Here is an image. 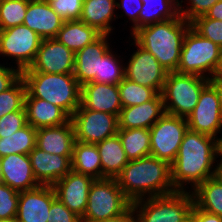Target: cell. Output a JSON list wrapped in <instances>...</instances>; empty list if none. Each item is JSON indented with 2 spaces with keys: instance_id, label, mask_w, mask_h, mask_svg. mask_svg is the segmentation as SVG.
<instances>
[{
  "instance_id": "816d5d0a",
  "label": "cell",
  "mask_w": 222,
  "mask_h": 222,
  "mask_svg": "<svg viewBox=\"0 0 222 222\" xmlns=\"http://www.w3.org/2000/svg\"><path fill=\"white\" fill-rule=\"evenodd\" d=\"M217 173L216 175L222 180V159H220V162H217Z\"/></svg>"
},
{
  "instance_id": "9c48e42d",
  "label": "cell",
  "mask_w": 222,
  "mask_h": 222,
  "mask_svg": "<svg viewBox=\"0 0 222 222\" xmlns=\"http://www.w3.org/2000/svg\"><path fill=\"white\" fill-rule=\"evenodd\" d=\"M188 130L186 118L164 113L149 129L150 155L167 161H175L185 132Z\"/></svg>"
},
{
  "instance_id": "d6986e66",
  "label": "cell",
  "mask_w": 222,
  "mask_h": 222,
  "mask_svg": "<svg viewBox=\"0 0 222 222\" xmlns=\"http://www.w3.org/2000/svg\"><path fill=\"white\" fill-rule=\"evenodd\" d=\"M109 36V34H102L93 43L75 53L73 74L81 86L95 82V75H99L100 59L110 50V44L107 41Z\"/></svg>"
},
{
  "instance_id": "e0dca14e",
  "label": "cell",
  "mask_w": 222,
  "mask_h": 222,
  "mask_svg": "<svg viewBox=\"0 0 222 222\" xmlns=\"http://www.w3.org/2000/svg\"><path fill=\"white\" fill-rule=\"evenodd\" d=\"M29 159L40 185L53 186L72 170V156L46 153L37 147L29 153Z\"/></svg>"
},
{
  "instance_id": "e575fe53",
  "label": "cell",
  "mask_w": 222,
  "mask_h": 222,
  "mask_svg": "<svg viewBox=\"0 0 222 222\" xmlns=\"http://www.w3.org/2000/svg\"><path fill=\"white\" fill-rule=\"evenodd\" d=\"M29 0H0V30L22 25Z\"/></svg>"
},
{
  "instance_id": "cb8c5ba5",
  "label": "cell",
  "mask_w": 222,
  "mask_h": 222,
  "mask_svg": "<svg viewBox=\"0 0 222 222\" xmlns=\"http://www.w3.org/2000/svg\"><path fill=\"white\" fill-rule=\"evenodd\" d=\"M24 108L27 124L35 129L59 126L71 120L63 109L39 98H25Z\"/></svg>"
},
{
  "instance_id": "bcb514c9",
  "label": "cell",
  "mask_w": 222,
  "mask_h": 222,
  "mask_svg": "<svg viewBox=\"0 0 222 222\" xmlns=\"http://www.w3.org/2000/svg\"><path fill=\"white\" fill-rule=\"evenodd\" d=\"M95 222H138V218L134 211V208L131 207L123 215H120L111 219H105V220H100V221H95Z\"/></svg>"
},
{
  "instance_id": "44dd1931",
  "label": "cell",
  "mask_w": 222,
  "mask_h": 222,
  "mask_svg": "<svg viewBox=\"0 0 222 222\" xmlns=\"http://www.w3.org/2000/svg\"><path fill=\"white\" fill-rule=\"evenodd\" d=\"M164 113L162 95L157 94L143 104L122 108L118 116V129H150Z\"/></svg>"
},
{
  "instance_id": "484cf974",
  "label": "cell",
  "mask_w": 222,
  "mask_h": 222,
  "mask_svg": "<svg viewBox=\"0 0 222 222\" xmlns=\"http://www.w3.org/2000/svg\"><path fill=\"white\" fill-rule=\"evenodd\" d=\"M102 164V179L116 178L129 162L118 134L96 143Z\"/></svg>"
},
{
  "instance_id": "ee69618b",
  "label": "cell",
  "mask_w": 222,
  "mask_h": 222,
  "mask_svg": "<svg viewBox=\"0 0 222 222\" xmlns=\"http://www.w3.org/2000/svg\"><path fill=\"white\" fill-rule=\"evenodd\" d=\"M15 68L0 64V92L6 91L21 77V71Z\"/></svg>"
},
{
  "instance_id": "4fadbf2b",
  "label": "cell",
  "mask_w": 222,
  "mask_h": 222,
  "mask_svg": "<svg viewBox=\"0 0 222 222\" xmlns=\"http://www.w3.org/2000/svg\"><path fill=\"white\" fill-rule=\"evenodd\" d=\"M137 50L131 55L124 75L130 81L147 86L161 94L168 71L163 68L158 60L147 50L132 42Z\"/></svg>"
},
{
  "instance_id": "9a60e30c",
  "label": "cell",
  "mask_w": 222,
  "mask_h": 222,
  "mask_svg": "<svg viewBox=\"0 0 222 222\" xmlns=\"http://www.w3.org/2000/svg\"><path fill=\"white\" fill-rule=\"evenodd\" d=\"M94 180L91 176L71 170L58 180L53 188L56 197L70 211L82 217L87 207L89 190Z\"/></svg>"
},
{
  "instance_id": "c3c4849f",
  "label": "cell",
  "mask_w": 222,
  "mask_h": 222,
  "mask_svg": "<svg viewBox=\"0 0 222 222\" xmlns=\"http://www.w3.org/2000/svg\"><path fill=\"white\" fill-rule=\"evenodd\" d=\"M209 83L215 88L222 109V76L211 77Z\"/></svg>"
},
{
  "instance_id": "83f0119b",
  "label": "cell",
  "mask_w": 222,
  "mask_h": 222,
  "mask_svg": "<svg viewBox=\"0 0 222 222\" xmlns=\"http://www.w3.org/2000/svg\"><path fill=\"white\" fill-rule=\"evenodd\" d=\"M71 162L75 172L102 179V164L96 144L75 141Z\"/></svg>"
},
{
  "instance_id": "836d02e7",
  "label": "cell",
  "mask_w": 222,
  "mask_h": 222,
  "mask_svg": "<svg viewBox=\"0 0 222 222\" xmlns=\"http://www.w3.org/2000/svg\"><path fill=\"white\" fill-rule=\"evenodd\" d=\"M113 53L111 48L100 59L99 75H95V82L118 85L125 77L123 60L118 59L120 57Z\"/></svg>"
},
{
  "instance_id": "d4e9b609",
  "label": "cell",
  "mask_w": 222,
  "mask_h": 222,
  "mask_svg": "<svg viewBox=\"0 0 222 222\" xmlns=\"http://www.w3.org/2000/svg\"><path fill=\"white\" fill-rule=\"evenodd\" d=\"M116 2V0H83L80 21L96 28L102 34H109L113 30L110 23L118 18L114 11Z\"/></svg>"
},
{
  "instance_id": "7a4b0ae2",
  "label": "cell",
  "mask_w": 222,
  "mask_h": 222,
  "mask_svg": "<svg viewBox=\"0 0 222 222\" xmlns=\"http://www.w3.org/2000/svg\"><path fill=\"white\" fill-rule=\"evenodd\" d=\"M116 180L132 203L176 192L171 181V165L152 155L129 160Z\"/></svg>"
},
{
  "instance_id": "8fae6325",
  "label": "cell",
  "mask_w": 222,
  "mask_h": 222,
  "mask_svg": "<svg viewBox=\"0 0 222 222\" xmlns=\"http://www.w3.org/2000/svg\"><path fill=\"white\" fill-rule=\"evenodd\" d=\"M71 121L75 140L83 143L96 144L118 132L117 115L89 110L82 104L71 116Z\"/></svg>"
},
{
  "instance_id": "4dcf8cb0",
  "label": "cell",
  "mask_w": 222,
  "mask_h": 222,
  "mask_svg": "<svg viewBox=\"0 0 222 222\" xmlns=\"http://www.w3.org/2000/svg\"><path fill=\"white\" fill-rule=\"evenodd\" d=\"M117 134L129 160H136L150 155L149 129H118Z\"/></svg>"
},
{
  "instance_id": "b9f144b4",
  "label": "cell",
  "mask_w": 222,
  "mask_h": 222,
  "mask_svg": "<svg viewBox=\"0 0 222 222\" xmlns=\"http://www.w3.org/2000/svg\"><path fill=\"white\" fill-rule=\"evenodd\" d=\"M47 222H82L81 217L70 211L57 197L52 201Z\"/></svg>"
},
{
  "instance_id": "7402d4cb",
  "label": "cell",
  "mask_w": 222,
  "mask_h": 222,
  "mask_svg": "<svg viewBox=\"0 0 222 222\" xmlns=\"http://www.w3.org/2000/svg\"><path fill=\"white\" fill-rule=\"evenodd\" d=\"M63 22L46 0H29L23 24L42 39L55 38Z\"/></svg>"
},
{
  "instance_id": "db71d44e",
  "label": "cell",
  "mask_w": 222,
  "mask_h": 222,
  "mask_svg": "<svg viewBox=\"0 0 222 222\" xmlns=\"http://www.w3.org/2000/svg\"><path fill=\"white\" fill-rule=\"evenodd\" d=\"M184 222H194L193 218L190 216L188 219H186Z\"/></svg>"
},
{
  "instance_id": "52a82bcc",
  "label": "cell",
  "mask_w": 222,
  "mask_h": 222,
  "mask_svg": "<svg viewBox=\"0 0 222 222\" xmlns=\"http://www.w3.org/2000/svg\"><path fill=\"white\" fill-rule=\"evenodd\" d=\"M132 207L116 178L95 179L90 187L82 222H95L123 215Z\"/></svg>"
},
{
  "instance_id": "f6af8a7d",
  "label": "cell",
  "mask_w": 222,
  "mask_h": 222,
  "mask_svg": "<svg viewBox=\"0 0 222 222\" xmlns=\"http://www.w3.org/2000/svg\"><path fill=\"white\" fill-rule=\"evenodd\" d=\"M194 222H222V217L208 213L199 209L195 204L192 208L191 215Z\"/></svg>"
},
{
  "instance_id": "ffe728a7",
  "label": "cell",
  "mask_w": 222,
  "mask_h": 222,
  "mask_svg": "<svg viewBox=\"0 0 222 222\" xmlns=\"http://www.w3.org/2000/svg\"><path fill=\"white\" fill-rule=\"evenodd\" d=\"M81 104L89 110L119 116L122 109L118 85L89 82L81 86Z\"/></svg>"
},
{
  "instance_id": "f907efd6",
  "label": "cell",
  "mask_w": 222,
  "mask_h": 222,
  "mask_svg": "<svg viewBox=\"0 0 222 222\" xmlns=\"http://www.w3.org/2000/svg\"><path fill=\"white\" fill-rule=\"evenodd\" d=\"M218 158L222 159V137L217 138Z\"/></svg>"
},
{
  "instance_id": "1f68e13d",
  "label": "cell",
  "mask_w": 222,
  "mask_h": 222,
  "mask_svg": "<svg viewBox=\"0 0 222 222\" xmlns=\"http://www.w3.org/2000/svg\"><path fill=\"white\" fill-rule=\"evenodd\" d=\"M37 129L27 124L12 135L0 138V158L9 154L29 153L36 147Z\"/></svg>"
},
{
  "instance_id": "74e56055",
  "label": "cell",
  "mask_w": 222,
  "mask_h": 222,
  "mask_svg": "<svg viewBox=\"0 0 222 222\" xmlns=\"http://www.w3.org/2000/svg\"><path fill=\"white\" fill-rule=\"evenodd\" d=\"M19 192L4 183H0V220L16 218Z\"/></svg>"
},
{
  "instance_id": "f546056e",
  "label": "cell",
  "mask_w": 222,
  "mask_h": 222,
  "mask_svg": "<svg viewBox=\"0 0 222 222\" xmlns=\"http://www.w3.org/2000/svg\"><path fill=\"white\" fill-rule=\"evenodd\" d=\"M138 29L157 22L174 19L179 15V0H142Z\"/></svg>"
},
{
  "instance_id": "11a10c76",
  "label": "cell",
  "mask_w": 222,
  "mask_h": 222,
  "mask_svg": "<svg viewBox=\"0 0 222 222\" xmlns=\"http://www.w3.org/2000/svg\"><path fill=\"white\" fill-rule=\"evenodd\" d=\"M0 183H2V177H1V165H0Z\"/></svg>"
},
{
  "instance_id": "f1b7e54d",
  "label": "cell",
  "mask_w": 222,
  "mask_h": 222,
  "mask_svg": "<svg viewBox=\"0 0 222 222\" xmlns=\"http://www.w3.org/2000/svg\"><path fill=\"white\" fill-rule=\"evenodd\" d=\"M191 192L199 209L222 217V180L217 175L206 179Z\"/></svg>"
},
{
  "instance_id": "30bf717a",
  "label": "cell",
  "mask_w": 222,
  "mask_h": 222,
  "mask_svg": "<svg viewBox=\"0 0 222 222\" xmlns=\"http://www.w3.org/2000/svg\"><path fill=\"white\" fill-rule=\"evenodd\" d=\"M42 38L26 25L0 30V56L12 57L22 71L34 62Z\"/></svg>"
},
{
  "instance_id": "7dc6e473",
  "label": "cell",
  "mask_w": 222,
  "mask_h": 222,
  "mask_svg": "<svg viewBox=\"0 0 222 222\" xmlns=\"http://www.w3.org/2000/svg\"><path fill=\"white\" fill-rule=\"evenodd\" d=\"M205 16L210 19L222 21V0L215 3L206 13Z\"/></svg>"
},
{
  "instance_id": "f5cc1de1",
  "label": "cell",
  "mask_w": 222,
  "mask_h": 222,
  "mask_svg": "<svg viewBox=\"0 0 222 222\" xmlns=\"http://www.w3.org/2000/svg\"><path fill=\"white\" fill-rule=\"evenodd\" d=\"M0 222H18L16 218L7 219V220H0Z\"/></svg>"
},
{
  "instance_id": "d590c367",
  "label": "cell",
  "mask_w": 222,
  "mask_h": 222,
  "mask_svg": "<svg viewBox=\"0 0 222 222\" xmlns=\"http://www.w3.org/2000/svg\"><path fill=\"white\" fill-rule=\"evenodd\" d=\"M25 95L26 84L22 77L6 91L0 92V118L14 111L25 110Z\"/></svg>"
},
{
  "instance_id": "277c9868",
  "label": "cell",
  "mask_w": 222,
  "mask_h": 222,
  "mask_svg": "<svg viewBox=\"0 0 222 222\" xmlns=\"http://www.w3.org/2000/svg\"><path fill=\"white\" fill-rule=\"evenodd\" d=\"M26 84L25 98H39L57 105L70 117L81 105V85L73 73L21 72Z\"/></svg>"
},
{
  "instance_id": "7bdbcfd3",
  "label": "cell",
  "mask_w": 222,
  "mask_h": 222,
  "mask_svg": "<svg viewBox=\"0 0 222 222\" xmlns=\"http://www.w3.org/2000/svg\"><path fill=\"white\" fill-rule=\"evenodd\" d=\"M143 2L142 0H121V2H116L117 9H123L126 16L133 22L131 35L138 29V17L140 11L142 10Z\"/></svg>"
},
{
  "instance_id": "6da1fadb",
  "label": "cell",
  "mask_w": 222,
  "mask_h": 222,
  "mask_svg": "<svg viewBox=\"0 0 222 222\" xmlns=\"http://www.w3.org/2000/svg\"><path fill=\"white\" fill-rule=\"evenodd\" d=\"M217 158V139L188 129L171 164V181L175 190L186 191L187 184L194 190L206 179L216 176L217 166L213 164Z\"/></svg>"
},
{
  "instance_id": "7c38bea8",
  "label": "cell",
  "mask_w": 222,
  "mask_h": 222,
  "mask_svg": "<svg viewBox=\"0 0 222 222\" xmlns=\"http://www.w3.org/2000/svg\"><path fill=\"white\" fill-rule=\"evenodd\" d=\"M188 129L212 136L222 129V109L215 88L208 83L201 91L195 108L186 118Z\"/></svg>"
},
{
  "instance_id": "603a6c76",
  "label": "cell",
  "mask_w": 222,
  "mask_h": 222,
  "mask_svg": "<svg viewBox=\"0 0 222 222\" xmlns=\"http://www.w3.org/2000/svg\"><path fill=\"white\" fill-rule=\"evenodd\" d=\"M75 131L72 121L68 123L37 129L36 147L46 153L73 156Z\"/></svg>"
},
{
  "instance_id": "ba28073f",
  "label": "cell",
  "mask_w": 222,
  "mask_h": 222,
  "mask_svg": "<svg viewBox=\"0 0 222 222\" xmlns=\"http://www.w3.org/2000/svg\"><path fill=\"white\" fill-rule=\"evenodd\" d=\"M208 83L209 79L206 77L168 72L161 92L165 113L187 118Z\"/></svg>"
},
{
  "instance_id": "3957f363",
  "label": "cell",
  "mask_w": 222,
  "mask_h": 222,
  "mask_svg": "<svg viewBox=\"0 0 222 222\" xmlns=\"http://www.w3.org/2000/svg\"><path fill=\"white\" fill-rule=\"evenodd\" d=\"M191 22L180 14L174 19L157 22L137 29L132 39L150 52L168 72L177 71L180 54Z\"/></svg>"
},
{
  "instance_id": "60d3db41",
  "label": "cell",
  "mask_w": 222,
  "mask_h": 222,
  "mask_svg": "<svg viewBox=\"0 0 222 222\" xmlns=\"http://www.w3.org/2000/svg\"><path fill=\"white\" fill-rule=\"evenodd\" d=\"M219 0H189V7H182V2H178L179 14L186 20L191 22L196 17L205 15V13Z\"/></svg>"
},
{
  "instance_id": "8d00e7d4",
  "label": "cell",
  "mask_w": 222,
  "mask_h": 222,
  "mask_svg": "<svg viewBox=\"0 0 222 222\" xmlns=\"http://www.w3.org/2000/svg\"><path fill=\"white\" fill-rule=\"evenodd\" d=\"M191 27L202 37L222 48V21L201 15L191 21Z\"/></svg>"
},
{
  "instance_id": "ab89813d",
  "label": "cell",
  "mask_w": 222,
  "mask_h": 222,
  "mask_svg": "<svg viewBox=\"0 0 222 222\" xmlns=\"http://www.w3.org/2000/svg\"><path fill=\"white\" fill-rule=\"evenodd\" d=\"M27 125L25 110H18L8 113L0 118V138L12 135Z\"/></svg>"
},
{
  "instance_id": "2e32d148",
  "label": "cell",
  "mask_w": 222,
  "mask_h": 222,
  "mask_svg": "<svg viewBox=\"0 0 222 222\" xmlns=\"http://www.w3.org/2000/svg\"><path fill=\"white\" fill-rule=\"evenodd\" d=\"M56 198L53 186L39 187L19 192L18 222H47L52 201Z\"/></svg>"
},
{
  "instance_id": "8992f818",
  "label": "cell",
  "mask_w": 222,
  "mask_h": 222,
  "mask_svg": "<svg viewBox=\"0 0 222 222\" xmlns=\"http://www.w3.org/2000/svg\"><path fill=\"white\" fill-rule=\"evenodd\" d=\"M221 50L217 44L190 27L184 37L176 72L210 79L219 65Z\"/></svg>"
},
{
  "instance_id": "d6a6232c",
  "label": "cell",
  "mask_w": 222,
  "mask_h": 222,
  "mask_svg": "<svg viewBox=\"0 0 222 222\" xmlns=\"http://www.w3.org/2000/svg\"><path fill=\"white\" fill-rule=\"evenodd\" d=\"M118 87L122 108L143 104L158 94L154 89L139 85L125 77Z\"/></svg>"
},
{
  "instance_id": "5bb4252c",
  "label": "cell",
  "mask_w": 222,
  "mask_h": 222,
  "mask_svg": "<svg viewBox=\"0 0 222 222\" xmlns=\"http://www.w3.org/2000/svg\"><path fill=\"white\" fill-rule=\"evenodd\" d=\"M75 53L55 38L42 39L34 62L21 72L74 73Z\"/></svg>"
},
{
  "instance_id": "ac0fdd59",
  "label": "cell",
  "mask_w": 222,
  "mask_h": 222,
  "mask_svg": "<svg viewBox=\"0 0 222 222\" xmlns=\"http://www.w3.org/2000/svg\"><path fill=\"white\" fill-rule=\"evenodd\" d=\"M2 183L17 192L40 186L35 178L29 155L9 154L0 158Z\"/></svg>"
},
{
  "instance_id": "f35d334b",
  "label": "cell",
  "mask_w": 222,
  "mask_h": 222,
  "mask_svg": "<svg viewBox=\"0 0 222 222\" xmlns=\"http://www.w3.org/2000/svg\"><path fill=\"white\" fill-rule=\"evenodd\" d=\"M50 7L64 20H80L83 0H46Z\"/></svg>"
},
{
  "instance_id": "4316f807",
  "label": "cell",
  "mask_w": 222,
  "mask_h": 222,
  "mask_svg": "<svg viewBox=\"0 0 222 222\" xmlns=\"http://www.w3.org/2000/svg\"><path fill=\"white\" fill-rule=\"evenodd\" d=\"M102 33L80 20L64 21L57 39L74 53L97 40Z\"/></svg>"
},
{
  "instance_id": "681fc988",
  "label": "cell",
  "mask_w": 222,
  "mask_h": 222,
  "mask_svg": "<svg viewBox=\"0 0 222 222\" xmlns=\"http://www.w3.org/2000/svg\"><path fill=\"white\" fill-rule=\"evenodd\" d=\"M214 76H222V50H221V54H220L219 65L217 67V70H216Z\"/></svg>"
},
{
  "instance_id": "5b68a950",
  "label": "cell",
  "mask_w": 222,
  "mask_h": 222,
  "mask_svg": "<svg viewBox=\"0 0 222 222\" xmlns=\"http://www.w3.org/2000/svg\"><path fill=\"white\" fill-rule=\"evenodd\" d=\"M190 191H176L169 195L133 202L132 207L138 222H184L190 217L194 206V198Z\"/></svg>"
}]
</instances>
